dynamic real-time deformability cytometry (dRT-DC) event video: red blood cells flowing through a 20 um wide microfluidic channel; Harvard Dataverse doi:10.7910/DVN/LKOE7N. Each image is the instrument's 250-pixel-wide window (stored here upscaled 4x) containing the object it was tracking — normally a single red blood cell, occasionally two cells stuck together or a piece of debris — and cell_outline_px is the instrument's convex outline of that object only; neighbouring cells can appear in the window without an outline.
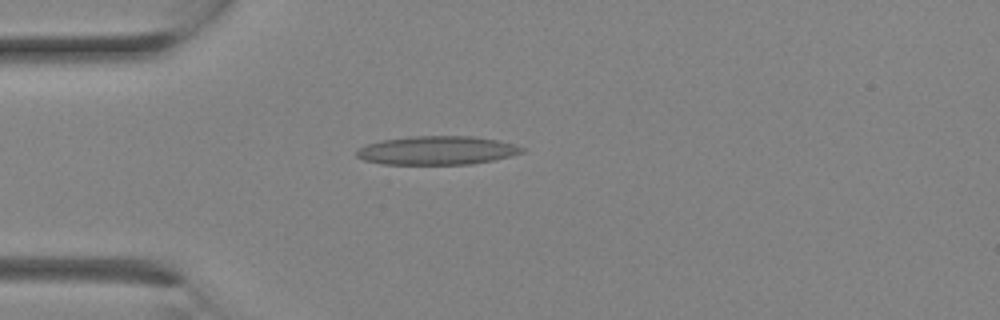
{"species": "Egyptian fruit bat (a non-hibernating species)", "species_latin": "Rousettus aegyptiacus", "temperature_condition": "room temperature", "stored_images_in_passage": 10, "camera_frame_rate_fps": 3000, "um_per_image_px": 0.085, "animal": {"sex": "female"}, "frame": {"image": 1, "passage_image": 6, "time_ms": 1.667, "image_size_px": [1000, 320], "cell_outline_px": [[524, 152], [492, 160], [472, 164], [384, 164], [364, 160], [356, 156], [356, 152], [360, 148], [368, 144], [384, 140], [412, 136], [476, 136], [496, 140], [512, 144], [524, 148]], "centroid_in_image_um": [37.14, 12.78], "position_along_channel_um": 47.9, "area_um2": 27.28}}
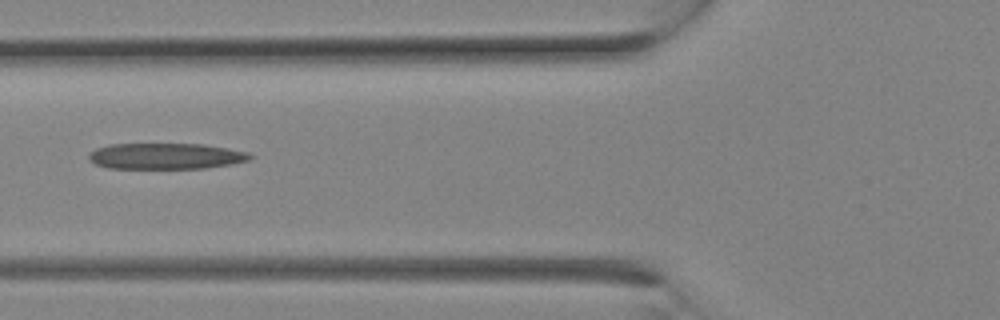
{"frame": {"image": 2, "passage_image": 9, "time_ms": 2.667, "image_size_px": [1000, 320], "cell_outline_px": [[252, 156], [248, 160], [232, 164], [204, 168], [108, 168], [96, 164], [88, 160], [88, 156], [96, 148], [108, 144], [204, 144], [228, 148], [248, 152]], "centroid_in_image_um": [14.08, 13.26], "position_along_channel_um": 111.7, "area_um2": 24.39}}